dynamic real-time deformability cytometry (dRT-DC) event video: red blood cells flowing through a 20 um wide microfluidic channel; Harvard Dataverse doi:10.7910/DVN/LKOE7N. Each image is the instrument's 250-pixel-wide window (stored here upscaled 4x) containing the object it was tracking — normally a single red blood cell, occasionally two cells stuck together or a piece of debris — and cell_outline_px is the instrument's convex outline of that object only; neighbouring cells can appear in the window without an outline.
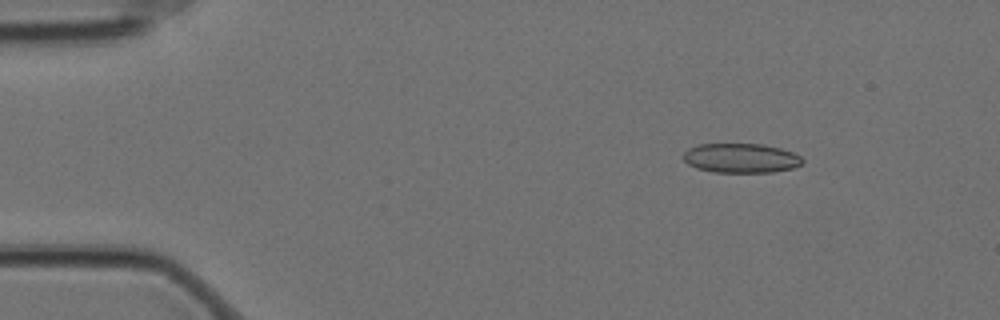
{"species": "Egyptian fruit bat (a non-hibernating species)", "species_latin": "Rousettus aegyptiacus", "temperature_condition": "cold", "stored_images_in_passage": 17, "camera_frame_rate_fps": 3000, "um_per_image_px": 0.085, "animal": {"sex": "female"}, "frame": {"image": 1, "passage_image": 7, "time_ms": 2.0, "image_size_px": [1000, 320], "cell_outline_px": [[804, 160], [800, 164], [792, 168], [772, 172], [712, 172], [696, 168], [688, 164], [684, 160], [684, 152], [688, 148], [696, 144], [764, 144], [780, 148], [792, 152], [800, 156]], "centroid_in_image_um": [62.95, 13.43], "position_along_channel_um": 22.0, "area_um2": 20.46}}
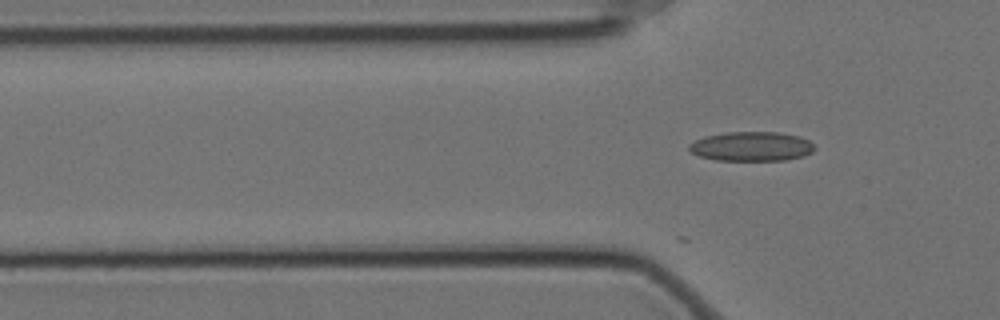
{"frame": {"image": 2, "passage_image": 17, "time_ms": 5.333, "image_size_px": [1000, 320], "cell_outline_px": [[816, 148], [812, 152], [804, 156], [784, 160], [716, 160], [700, 156], [692, 152], [688, 148], [688, 144], [704, 136], [724, 132], [780, 132], [800, 136], [808, 140]], "centroid_in_image_um": [63.88, 12.43], "position_along_channel_um": 61.9, "area_um2": 21.56}}